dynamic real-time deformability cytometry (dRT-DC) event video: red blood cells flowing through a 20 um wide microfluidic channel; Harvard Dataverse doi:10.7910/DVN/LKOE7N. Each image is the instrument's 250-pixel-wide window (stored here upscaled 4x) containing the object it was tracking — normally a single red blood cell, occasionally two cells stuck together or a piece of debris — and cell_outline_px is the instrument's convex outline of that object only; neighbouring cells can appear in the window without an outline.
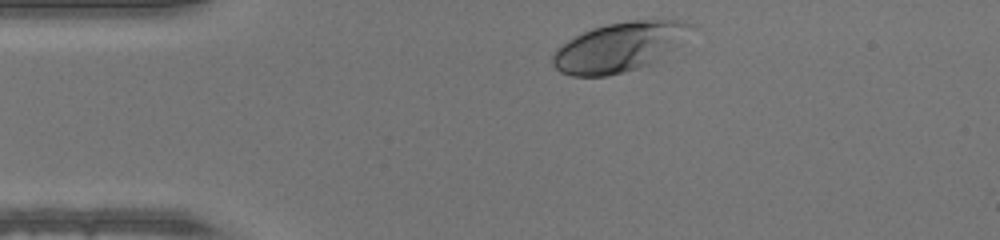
{"species": "human", "species_latin": "Homo sapiens", "temperature_condition": "warm", "stored_images_in_passage": 31, "camera_frame_rate_fps": 3000, "um_per_image_px": 0.085, "donor": {"sex": "male"}, "frame": {"image": 1, "passage_image": 1, "time_ms": 0.0, "image_size_px": [1000, 240], "cell_outline_px": [[692, 24], [680, 44], [652, 64], [624, 72], [608, 76], [572, 76], [560, 72], [552, 64], [552, 56], [556, 48], [568, 40], [592, 28], [608, 24], [632, 20], [684, 20]], "centroid_in_image_um": [52.6, 4.01], "position_along_channel_um": 32.4, "area_um2": 39.48}}
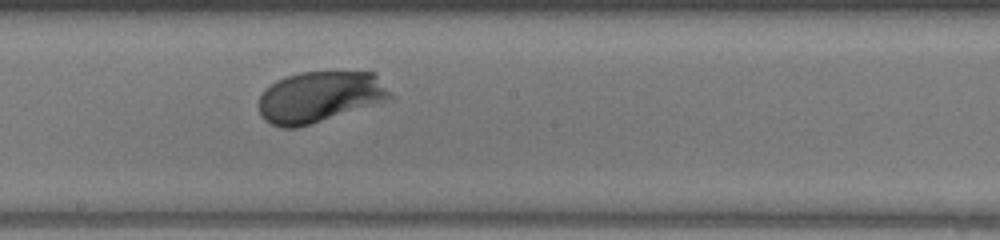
{"frame": {"image": 2, "passage_image": 18, "time_ms": 5.667, "image_size_px": [1000, 240], "cell_outline_px": [[396, 96], [392, 100], [296, 128], [280, 128], [264, 120], [260, 116], [260, 96], [264, 88], [276, 80], [300, 72], [376, 72]], "centroid_in_image_um": [27.24, 8.23], "position_along_channel_um": 221.0, "area_um2": 39.65}}
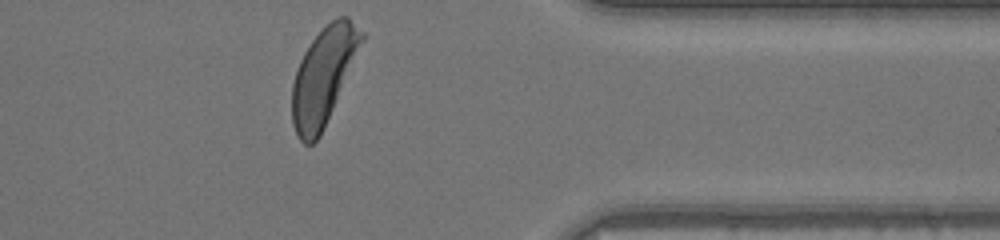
{"frame": {"image": 3, "passage_image": 31, "time_ms": 10.0, "image_size_px": [1000, 240], "cell_outline_px": [[368, 36], [324, 128], [320, 136], [312, 144], [304, 144], [296, 136], [292, 124], [292, 84], [300, 60], [304, 52], [312, 40], [332, 20], [340, 16], [348, 16]], "centroid_in_image_um": [27.54, 6.47], "position_along_channel_um": 383.9, "area_um2": 39.65}}